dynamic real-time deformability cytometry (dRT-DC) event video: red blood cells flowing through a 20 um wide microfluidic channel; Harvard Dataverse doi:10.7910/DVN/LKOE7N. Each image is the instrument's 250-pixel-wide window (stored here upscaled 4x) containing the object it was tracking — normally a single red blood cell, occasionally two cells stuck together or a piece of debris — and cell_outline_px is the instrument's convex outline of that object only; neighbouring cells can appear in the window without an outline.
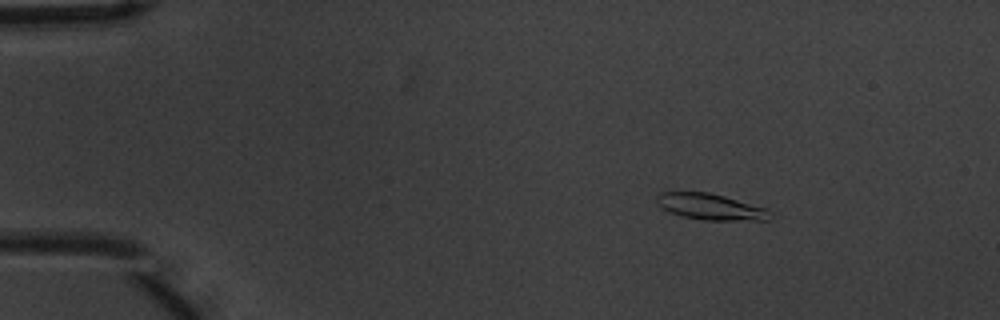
{"species": "common noctule bat (a hibernating species)", "species_latin": "Nyctalus noctula", "temperature_condition": "warm", "stored_images_in_passage": 5, "camera_frame_rate_fps": 3000, "um_per_image_px": 0.085, "animal": {"sex": "male", "body_mass_g": 20.1, "forearm_length_mm": 53.5}, "frame": {"image": 1, "passage_image": 3, "time_ms": 0.667, "image_size_px": [1000, 320], "cell_outline_px": [[772, 212], [768, 220], [704, 220], [684, 216], [668, 212], [660, 208], [656, 204], [656, 196], [660, 192], [708, 192], [724, 196], [768, 208]], "centroid_in_image_um": [60.38, 17.57], "position_along_channel_um": 24.6, "area_um2": 17.4}}